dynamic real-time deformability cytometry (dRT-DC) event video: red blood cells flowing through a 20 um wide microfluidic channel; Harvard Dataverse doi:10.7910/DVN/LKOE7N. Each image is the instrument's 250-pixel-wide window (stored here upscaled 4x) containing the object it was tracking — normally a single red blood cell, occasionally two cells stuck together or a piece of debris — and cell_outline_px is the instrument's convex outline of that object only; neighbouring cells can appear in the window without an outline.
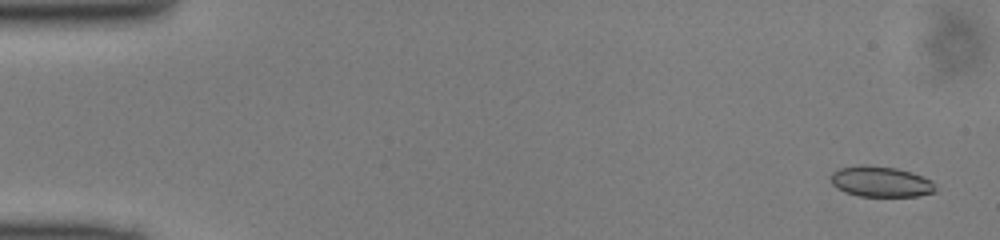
{"species": "common noctule bat (a hibernating species)", "species_latin": "Nyctalus noctula", "temperature_condition": "cold", "stored_images_in_passage": 49, "camera_frame_rate_fps": 3000, "um_per_image_px": 0.085, "animal": {"sex": "male", "body_mass_g": 13.0, "forearm_length_mm": 53.1}, "frame": {"image": 1, "passage_image": 2, "time_ms": 0.333, "image_size_px": [1000, 240], "cell_outline_px": [[936, 192], [916, 196], [860, 196], [844, 192], [836, 188], [832, 184], [832, 172], [840, 168], [860, 164], [896, 168], [912, 172], [932, 180], [936, 188]], "centroid_in_image_um": [74.87, 15.44], "position_along_channel_um": 10.1, "area_um2": 18.73}}
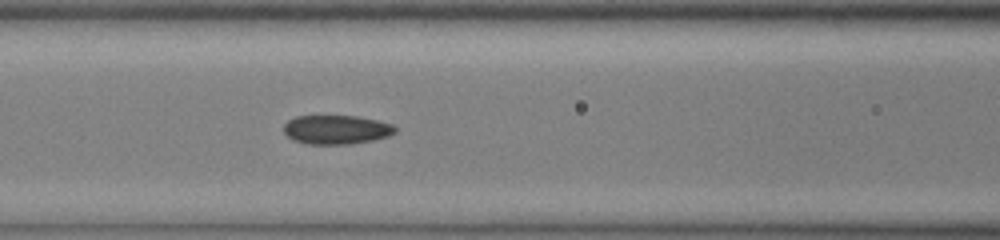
{"frame": {"image": 2, "passage_image": 21, "time_ms": 6.667, "image_size_px": [1000, 240], "cell_outline_px": [[396, 132], [388, 136], [372, 140], [352, 144], [304, 144], [292, 140], [284, 132], [284, 124], [288, 120], [296, 116], [356, 116], [376, 120], [392, 124], [396, 128]], "centroid_in_image_um": [28.57, 11.02], "position_along_channel_um": 138.0, "area_um2": 18.9}}
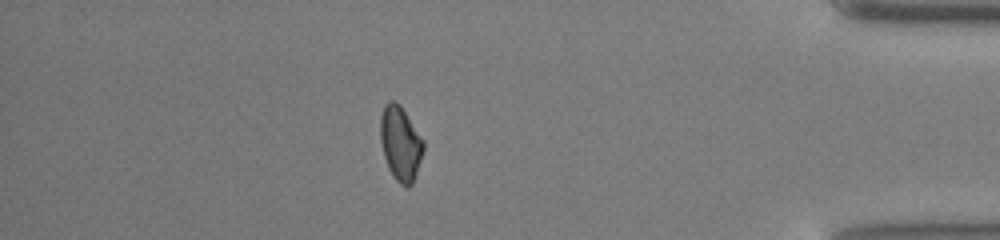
{"frame": {"image": 3, "passage_image": 43, "time_ms": 14.0, "image_size_px": [1000, 240], "cell_outline_px": [[424, 148], [412, 184], [408, 188], [400, 184], [392, 176], [388, 168], [384, 156], [380, 140], [380, 116], [384, 104], [388, 100], [392, 100], [400, 104], [424, 140]], "centroid_in_image_um": [34.02, 12.17], "position_along_channel_um": 401.2, "area_um2": 18.79}}